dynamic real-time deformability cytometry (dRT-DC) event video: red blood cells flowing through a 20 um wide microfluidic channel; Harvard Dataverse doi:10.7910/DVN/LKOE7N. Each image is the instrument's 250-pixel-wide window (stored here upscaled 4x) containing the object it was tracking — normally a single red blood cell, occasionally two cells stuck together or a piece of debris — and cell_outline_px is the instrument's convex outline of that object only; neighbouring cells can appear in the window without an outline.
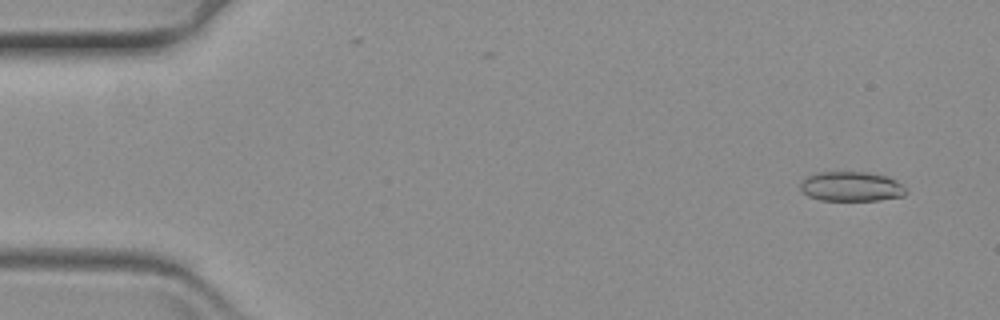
{"species": "common noctule bat (a hibernating species)", "species_latin": "Nyctalus noctula", "temperature_condition": "warm", "stored_images_in_passage": 58, "camera_frame_rate_fps": 3000, "um_per_image_px": 0.085, "animal": {"sex": "female", "body_mass_g": 19.3, "forearm_length_mm": 54.1}, "frame": {"image": 1, "passage_image": 1, "time_ms": 0.0, "image_size_px": [1000, 320], "cell_outline_px": [[908, 192], [904, 196], [880, 200], [820, 200], [808, 196], [800, 192], [800, 180], [804, 176], [816, 172], [868, 172], [888, 176], [904, 184]], "centroid_in_image_um": [72.35, 15.84], "position_along_channel_um": 12.7, "area_um2": 18.79}}
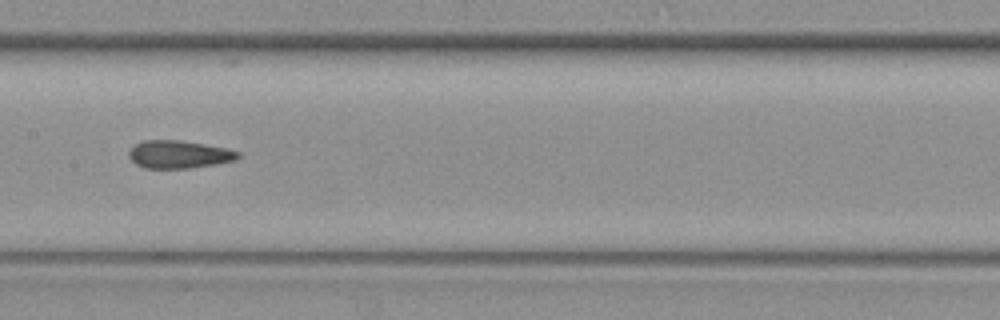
{"frame": {"image": 2, "passage_image": 28, "time_ms": 9.0, "image_size_px": [1000, 320], "cell_outline_px": [[240, 156], [236, 160], [216, 164], [192, 168], [144, 168], [136, 164], [128, 156], [128, 152], [136, 144], [144, 140], [180, 140], [228, 148], [240, 152]], "centroid_in_image_um": [15.23, 13.12], "position_along_channel_um": 192.2, "area_um2": 17.74}}
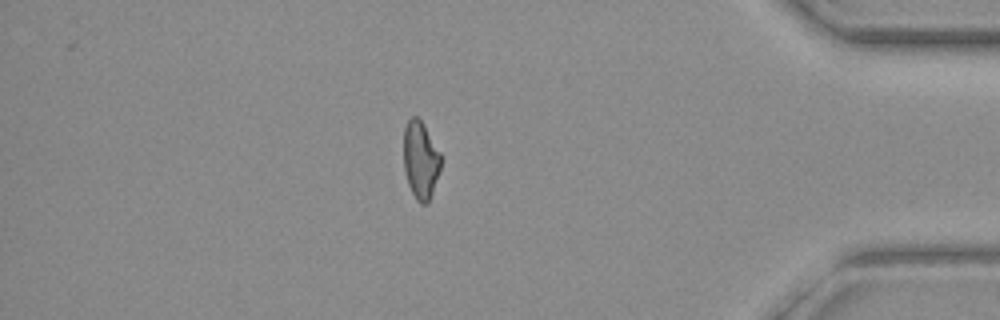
{"frame": {"image": 3, "passage_image": 50, "time_ms": 16.333, "image_size_px": [1000, 320], "cell_outline_px": [[440, 168], [428, 204], [420, 204], [416, 200], [408, 184], [404, 172], [404, 128], [408, 120], [412, 116], [416, 116], [424, 124], [440, 152]], "centroid_in_image_um": [35.73, 13.6], "position_along_channel_um": 399.5, "area_um2": 16.76}}